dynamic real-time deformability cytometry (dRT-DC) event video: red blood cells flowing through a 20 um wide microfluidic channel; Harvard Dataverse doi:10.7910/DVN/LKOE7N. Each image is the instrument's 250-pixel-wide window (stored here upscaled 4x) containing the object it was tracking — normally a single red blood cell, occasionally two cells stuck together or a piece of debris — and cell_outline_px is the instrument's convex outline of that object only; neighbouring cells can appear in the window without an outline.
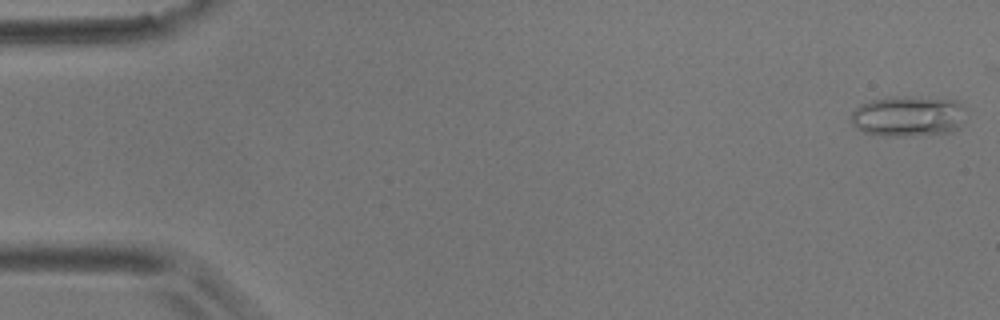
{"species": "common noctule bat (a hibernating species)", "species_latin": "Nyctalus noctula", "temperature_condition": "room temperature", "stored_images_in_passage": 56, "camera_frame_rate_fps": 3000, "um_per_image_px": 0.085, "animal": {"sex": "male", "body_mass_g": 17.9}, "frame": {"image": 1, "passage_image": 1, "time_ms": 0.0, "image_size_px": [1000, 320], "cell_outline_px": [[964, 108], [960, 128], [952, 132], [904, 136], [884, 136], [864, 132], [856, 128], [852, 124], [848, 116], [860, 104], [872, 100], [888, 96], [908, 96], [956, 100]], "centroid_in_image_um": [77.14, 9.87], "position_along_channel_um": 7.9, "area_um2": 27.46}}
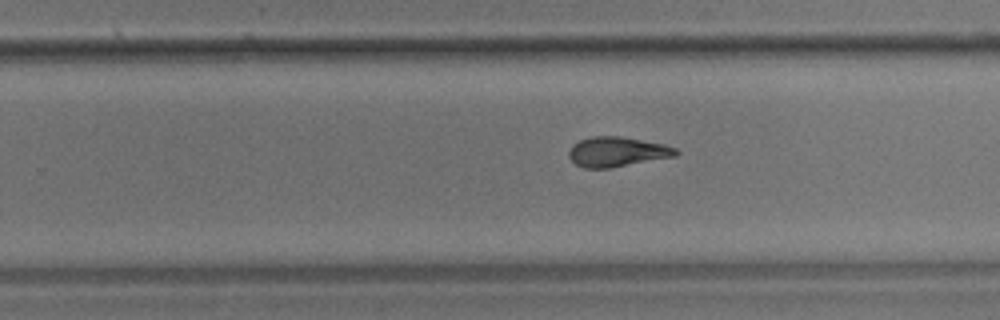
{"frame": {"image": 2, "passage_image": 35, "time_ms": 11.333, "image_size_px": [1000, 320], "cell_outline_px": [[680, 152], [676, 156], [608, 168], [584, 168], [576, 164], [568, 156], [568, 152], [572, 144], [580, 140], [592, 136], [620, 136], [664, 144], [676, 148]], "centroid_in_image_um": [52.44, 12.89], "position_along_channel_um": 277.4, "area_um2": 18.55}}
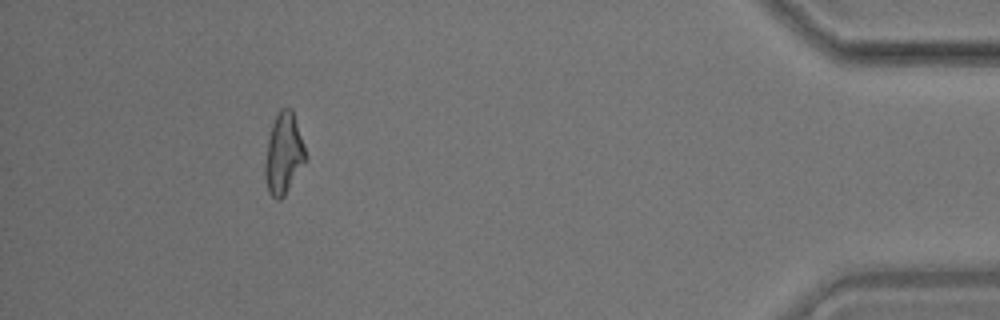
{"frame": {"image": 3, "passage_image": 51, "time_ms": 16.667, "image_size_px": [1000, 320], "cell_outline_px": [[308, 160], [284, 196], [280, 200], [276, 200], [268, 192], [264, 176], [264, 160], [268, 140], [272, 124], [280, 108], [292, 108], [308, 156]], "centroid_in_image_um": [24.12, 13.1], "position_along_channel_um": 411.1, "area_um2": 19.54}, "authors_computed_cell_mechanics": {"area_um2": 18.9006, "velocity_mm_per_s": 3.5828, "shape_relaxation_time_tau1_ms": null, "shape_relaxation_time_tau2_ms": 2.8113, "deformation_change_tau1": null, "deformation_change_tau2": 0.1226}}